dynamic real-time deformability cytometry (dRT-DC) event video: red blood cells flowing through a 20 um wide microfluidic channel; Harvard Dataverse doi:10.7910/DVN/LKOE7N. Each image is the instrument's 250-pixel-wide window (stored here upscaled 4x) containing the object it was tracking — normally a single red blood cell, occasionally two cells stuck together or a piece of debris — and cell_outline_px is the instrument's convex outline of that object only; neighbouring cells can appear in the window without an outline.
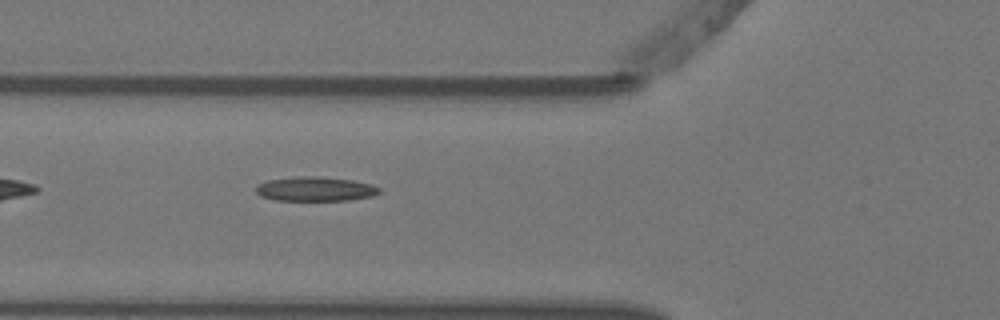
{"species": "Egyptian fruit bat (a non-hibernating species)", "species_latin": "Rousettus aegyptiacus", "temperature_condition": "warm", "stored_images_in_passage": 5, "camera_frame_rate_fps": 3000, "um_per_image_px": 0.085, "animal": {"sex": "female"}, "frame": {"image": 1, "passage_image": 5, "time_ms": 1.333, "image_size_px": [1000, 320], "cell_outline_px": [[380, 192], [372, 196], [348, 200], [276, 200], [260, 196], [256, 192], [256, 184], [268, 180], [300, 176], [316, 176], [352, 180], [372, 184], [380, 188]], "centroid_in_image_um": [26.79, 16.06], "position_along_channel_um": 99.0, "area_um2": 17.46}}